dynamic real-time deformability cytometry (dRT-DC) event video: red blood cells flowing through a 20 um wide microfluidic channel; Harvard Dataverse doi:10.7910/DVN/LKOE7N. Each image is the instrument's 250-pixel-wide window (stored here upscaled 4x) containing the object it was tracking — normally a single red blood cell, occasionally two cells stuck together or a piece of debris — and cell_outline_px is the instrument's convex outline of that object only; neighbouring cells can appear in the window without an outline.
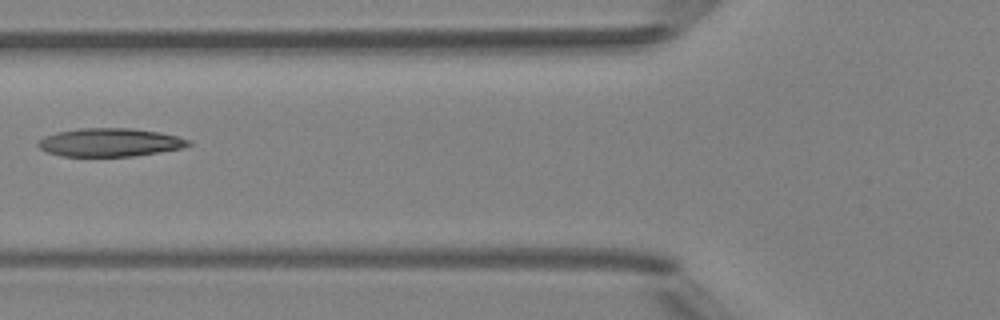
{"species": "Egyptian fruit bat (a non-hibernating species)", "species_latin": "Rousettus aegyptiacus", "temperature_condition": "room temperature", "stored_images_in_passage": 5, "camera_frame_rate_fps": 3000, "um_per_image_px": 0.085, "animal": {"sex": "female"}, "frame": {"image": 1, "passage_image": 5, "time_ms": 5.333, "image_size_px": [1000, 320], "cell_outline_px": [[192, 144], [184, 148], [132, 156], [60, 156], [48, 152], [40, 148], [36, 144], [44, 136], [56, 132], [80, 128], [132, 128], [160, 132], [192, 140]], "centroid_in_image_um": [9.36, 12.1], "position_along_channel_um": 116.4, "area_um2": 24.85}}